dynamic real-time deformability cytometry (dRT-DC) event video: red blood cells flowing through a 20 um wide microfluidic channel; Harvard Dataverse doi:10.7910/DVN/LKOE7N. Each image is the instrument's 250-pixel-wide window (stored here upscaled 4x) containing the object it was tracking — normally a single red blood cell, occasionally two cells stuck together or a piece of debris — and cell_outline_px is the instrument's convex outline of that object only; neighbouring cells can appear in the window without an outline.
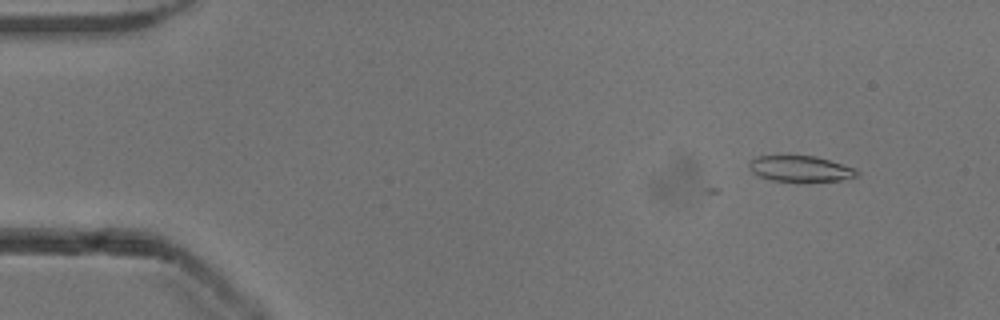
{"species": "common noctule bat (a hibernating species)", "species_latin": "Nyctalus noctula", "temperature_condition": "cold", "stored_images_in_passage": 15, "camera_frame_rate_fps": 3000, "um_per_image_px": 0.085, "animal": {"sex": "male", "body_mass_g": 13.3}, "frame": {"image": 1, "passage_image": 5, "time_ms": 1.333, "image_size_px": [1000, 320], "cell_outline_px": [[860, 172], [856, 176], [840, 180], [804, 184], [772, 180], [760, 176], [752, 172], [748, 168], [748, 164], [756, 156], [816, 156], [856, 168]], "centroid_in_image_um": [68.06, 14.38], "position_along_channel_um": 16.9, "area_um2": 16.82}}